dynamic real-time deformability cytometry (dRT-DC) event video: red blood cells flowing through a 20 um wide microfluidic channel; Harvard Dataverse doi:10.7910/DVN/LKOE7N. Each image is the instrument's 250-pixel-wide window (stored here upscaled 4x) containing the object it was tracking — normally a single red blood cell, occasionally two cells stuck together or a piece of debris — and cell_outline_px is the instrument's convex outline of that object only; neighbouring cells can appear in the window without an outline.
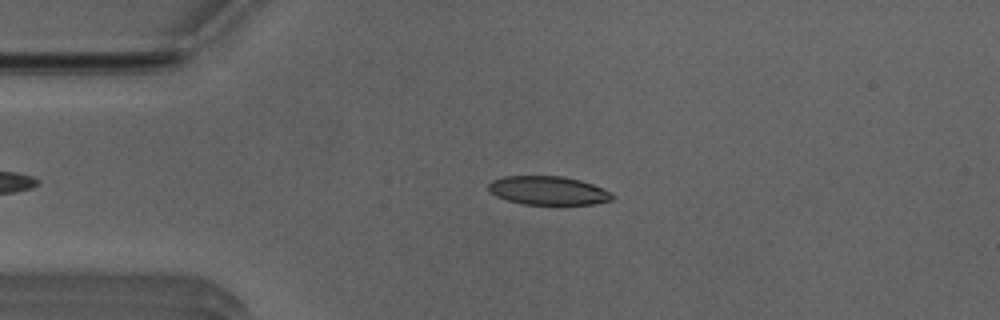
{"species": "Egyptian fruit bat (a non-hibernating species)", "species_latin": "Rousettus aegyptiacus", "temperature_condition": "room temperature", "stored_images_in_passage": 45, "camera_frame_rate_fps": 3000, "um_per_image_px": 0.085, "animal": {"sex": "male"}, "frame": {"image": 1, "passage_image": 10, "time_ms": 3.0, "image_size_px": [1000, 320], "cell_outline_px": [[616, 196], [612, 200], [592, 204], [524, 204], [508, 200], [496, 196], [488, 188], [488, 184], [492, 180], [504, 176], [564, 176], [580, 180], [604, 188], [612, 192]], "centroid_in_image_um": [46.63, 16.19], "position_along_channel_um": 38.4, "area_um2": 20.69}}
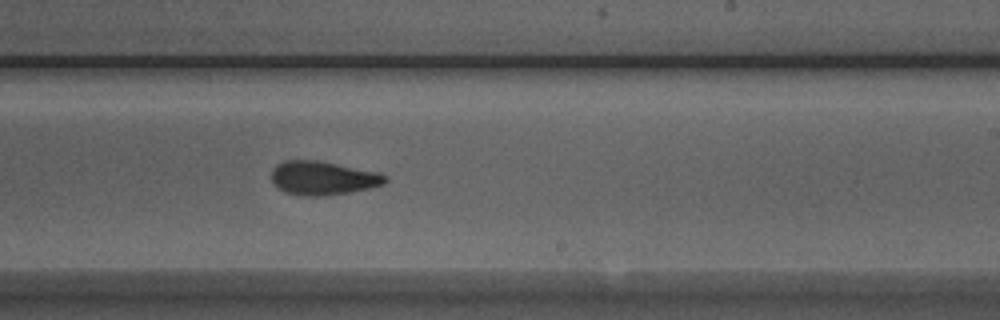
{"frame": {"image": 2, "passage_image": 29, "time_ms": 9.333, "image_size_px": [1000, 320], "cell_outline_px": [[388, 180], [384, 184], [368, 188], [348, 192], [320, 196], [304, 196], [284, 192], [276, 188], [272, 180], [272, 168], [276, 164], [284, 160], [316, 160], [380, 172], [388, 176]], "centroid_in_image_um": [27.43, 15.13], "position_along_channel_um": 261.6, "area_um2": 22.48}}
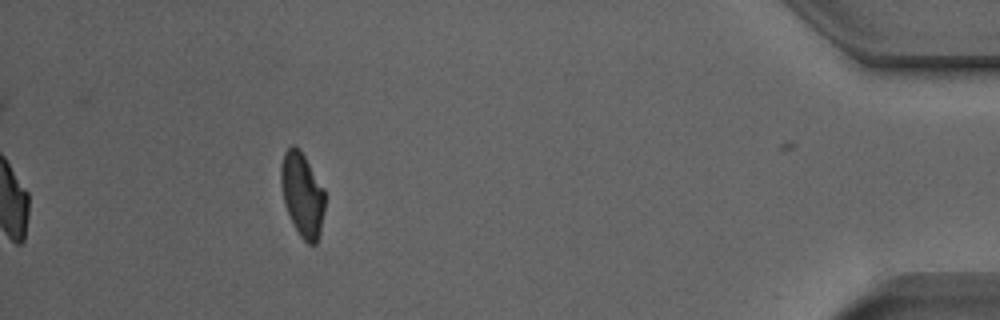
{"frame": {"image": 3, "passage_image": 45, "time_ms": 14.667, "image_size_px": [1000, 320], "cell_outline_px": [[324, 212], [320, 232], [316, 244], [308, 244], [300, 236], [284, 204], [280, 184], [280, 168], [284, 152], [292, 144], [300, 148], [324, 188]], "centroid_in_image_um": [25.69, 16.5], "position_along_channel_um": 409.5, "area_um2": 21.56}, "authors_computed_cell_mechanics": {"area_um2": 22.0796, "velocity_mm_per_s": 3.951, "shape_relaxation_time_tau1_ms": 6.6503, "shape_relaxation_time_tau2_ms": 2.0656, "deformation_change_tau1": 0.1841, "deformation_change_tau2": 0.0791}}